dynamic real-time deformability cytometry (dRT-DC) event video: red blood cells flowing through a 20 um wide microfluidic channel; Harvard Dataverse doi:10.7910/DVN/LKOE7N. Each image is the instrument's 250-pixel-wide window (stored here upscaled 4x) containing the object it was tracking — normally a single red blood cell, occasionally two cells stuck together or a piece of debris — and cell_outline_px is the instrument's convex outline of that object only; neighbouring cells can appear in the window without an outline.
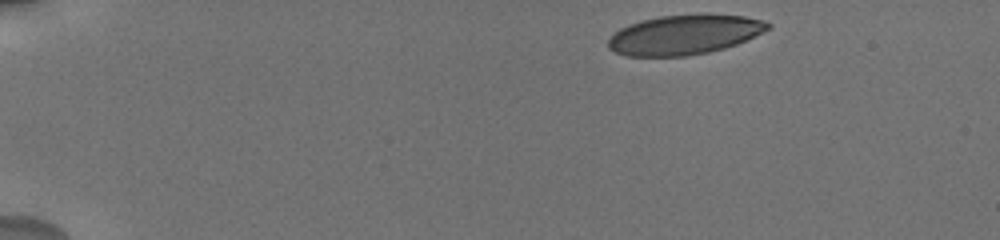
{"species": "human", "species_latin": "Homo sapiens", "temperature_condition": "cold", "stored_images_in_passage": 10, "camera_frame_rate_fps": 3000, "um_per_image_px": 0.085, "donor": {"sex": "male"}, "frame": {"image": 1, "passage_image": 1, "time_ms": 0.0, "image_size_px": [1000, 240], "cell_outline_px": [[772, 28], [736, 44], [724, 48], [708, 52], [688, 56], [628, 56], [616, 52], [608, 48], [608, 40], [620, 28], [628, 24], [640, 20], [660, 16], [700, 12], [708, 12], [744, 16], [764, 20], [772, 24]], "centroid_in_image_um": [58.21, 2.91], "position_along_channel_um": 26.8, "area_um2": 37.57}}
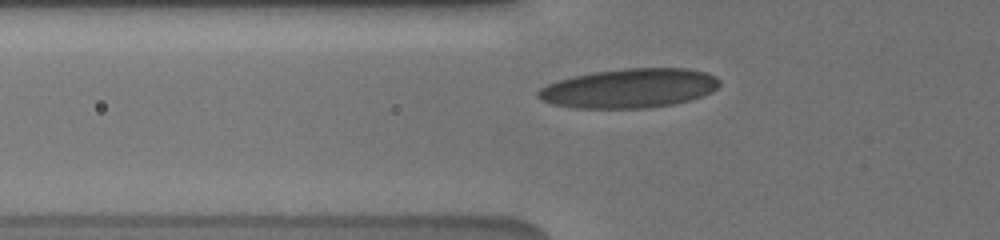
{"frame": {"image": 2, "passage_image": 9, "time_ms": 4.0, "image_size_px": [1000, 240], "cell_outline_px": [[720, 84], [712, 92], [688, 100], [672, 104], [648, 108], [572, 108], [552, 104], [540, 100], [536, 96], [536, 92], [540, 88], [556, 80], [572, 76], [596, 72], [624, 68], [688, 68], [704, 72], [716, 76], [720, 80]], "centroid_in_image_um": [53.46, 7.5], "position_along_channel_um": 72.3, "area_um2": 41.67}}